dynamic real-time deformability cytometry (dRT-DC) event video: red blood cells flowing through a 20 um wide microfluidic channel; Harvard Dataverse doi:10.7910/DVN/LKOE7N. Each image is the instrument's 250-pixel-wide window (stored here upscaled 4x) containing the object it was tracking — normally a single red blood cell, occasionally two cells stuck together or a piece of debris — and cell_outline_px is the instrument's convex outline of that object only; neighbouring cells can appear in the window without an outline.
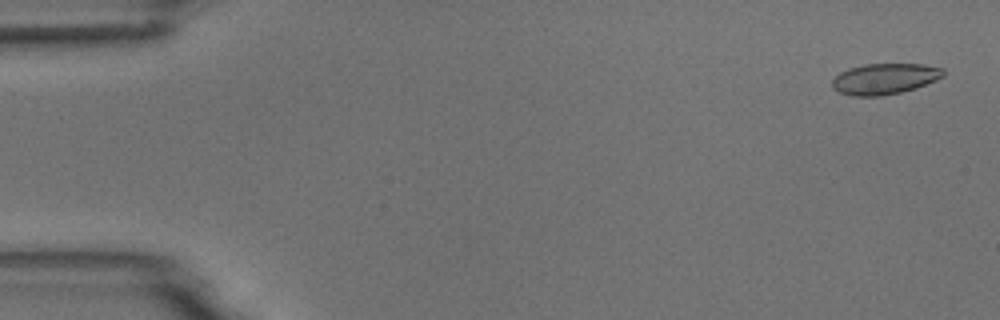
{"species": "common noctule bat (a hibernating species)", "species_latin": "Nyctalus noctula", "temperature_condition": "room temperature", "stored_images_in_passage": 5, "camera_frame_rate_fps": 3000, "um_per_image_px": 0.085, "animal": {"sex": "male", "body_mass_g": 18.8}, "frame": {"image": 1, "passage_image": 1, "time_ms": 0.0, "image_size_px": [1000, 320], "cell_outline_px": [[944, 76], [936, 80], [916, 88], [900, 92], [880, 96], [852, 96], [840, 92], [832, 88], [832, 80], [840, 72], [848, 68], [864, 64], [924, 64], [944, 68]], "centroid_in_image_um": [75.2, 6.69], "position_along_channel_um": 9.8, "area_um2": 20.06}}
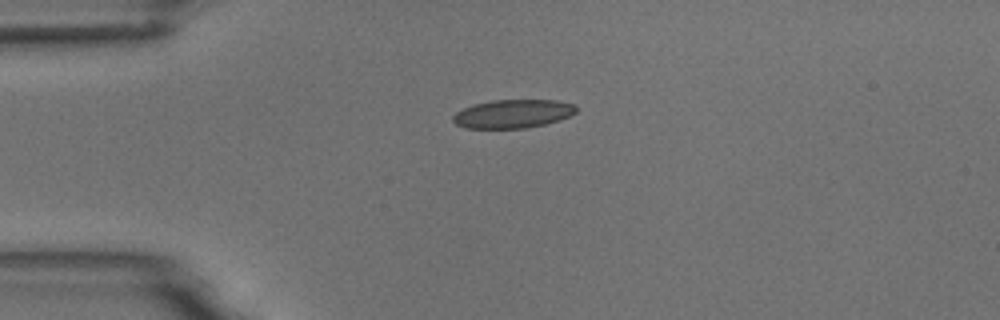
{"frame": {"image": 2, "passage_image": 4, "time_ms": 3.667, "image_size_px": [1000, 320], "cell_outline_px": [[576, 112], [560, 120], [544, 124], [524, 128], [464, 128], [456, 124], [452, 120], [452, 116], [456, 112], [472, 104], [492, 100], [556, 100], [576, 104]], "centroid_in_image_um": [43.58, 9.66], "position_along_channel_um": 41.4, "area_um2": 20.52}}